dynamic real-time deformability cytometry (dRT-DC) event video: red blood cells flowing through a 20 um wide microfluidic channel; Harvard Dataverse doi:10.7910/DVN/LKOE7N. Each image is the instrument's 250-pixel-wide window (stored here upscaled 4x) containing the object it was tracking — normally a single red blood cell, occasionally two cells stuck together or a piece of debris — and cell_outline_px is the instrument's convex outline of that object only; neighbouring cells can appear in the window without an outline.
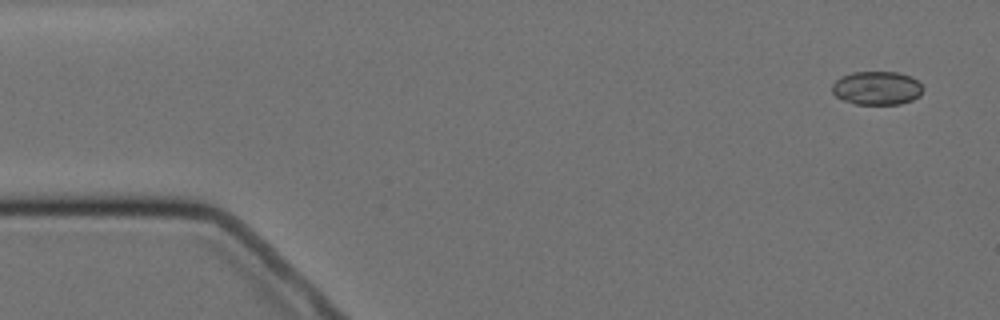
{"species": "Egyptian fruit bat (a non-hibernating species)", "species_latin": "Rousettus aegyptiacus", "temperature_condition": "cold", "stored_images_in_passage": 5, "camera_frame_rate_fps": 3000, "um_per_image_px": 0.085, "animal": {"sex": "female"}, "frame": {"image": 1, "passage_image": 1, "time_ms": 0.0, "image_size_px": [1000, 320], "cell_outline_px": [[924, 88], [920, 96], [912, 100], [900, 104], [856, 104], [844, 100], [836, 96], [832, 92], [832, 84], [840, 76], [852, 72], [896, 72], [912, 76]], "centroid_in_image_um": [74.54, 7.48], "position_along_channel_um": 10.5, "area_um2": 17.86}}
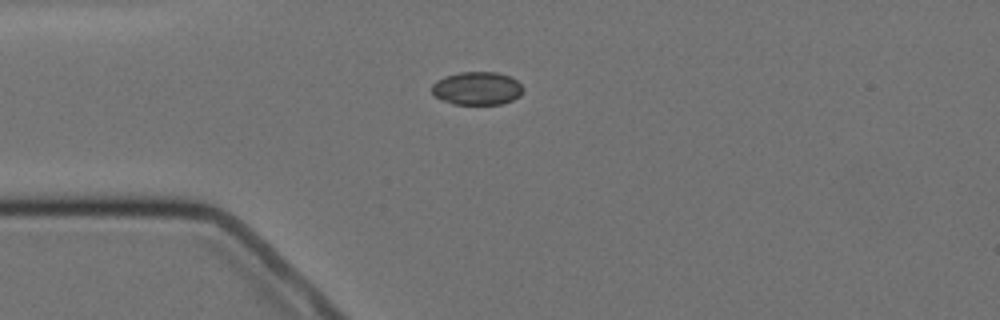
{"frame": {"image": 2, "passage_image": 4, "time_ms": 3.667, "image_size_px": [1000, 320], "cell_outline_px": [[524, 88], [520, 96], [512, 100], [500, 104], [452, 104], [440, 100], [432, 92], [432, 84], [436, 80], [444, 76], [460, 72], [496, 72], [512, 76]], "centroid_in_image_um": [40.54, 7.5], "position_along_channel_um": 44.5, "area_um2": 17.8}}